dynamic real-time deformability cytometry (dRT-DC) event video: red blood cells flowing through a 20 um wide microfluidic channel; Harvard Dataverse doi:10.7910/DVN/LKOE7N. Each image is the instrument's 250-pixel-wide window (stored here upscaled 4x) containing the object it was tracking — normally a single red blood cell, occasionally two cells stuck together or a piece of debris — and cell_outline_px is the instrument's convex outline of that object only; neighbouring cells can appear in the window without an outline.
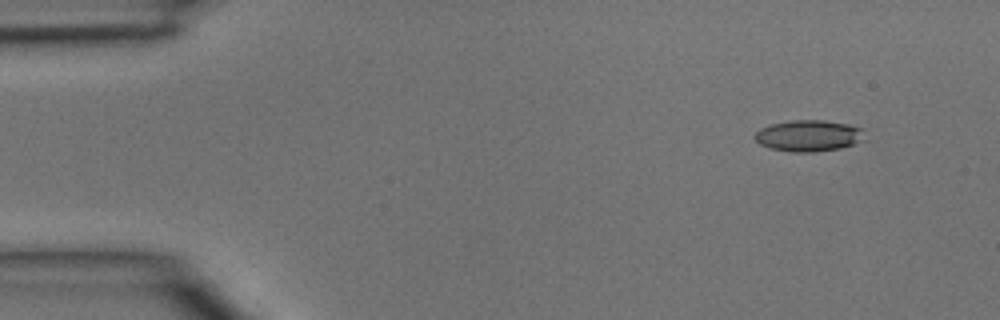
{"species": "common noctule bat (a hibernating species)", "species_latin": "Nyctalus noctula", "temperature_condition": "room temperature", "stored_images_in_passage": 4, "camera_frame_rate_fps": 3000, "um_per_image_px": 0.085, "animal": {"sex": "male", "body_mass_g": 15.6}, "frame": {"image": 1, "passage_image": 1, "time_ms": 0.0, "image_size_px": [1000, 320], "cell_outline_px": [[868, 140], [840, 148], [812, 152], [792, 152], [768, 148], [760, 144], [752, 136], [760, 128], [772, 124], [792, 120], [824, 120], [848, 124], [864, 128]], "centroid_in_image_um": [68.79, 11.54], "position_along_channel_um": 16.2, "area_um2": 20.46}}
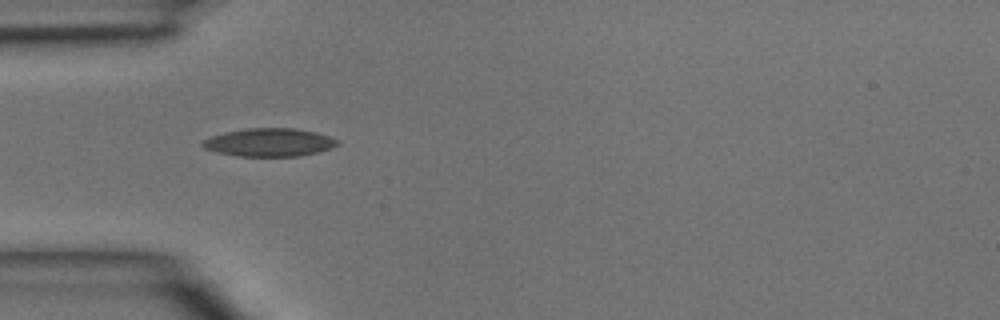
{"frame": {"image": 2, "passage_image": 3, "time_ms": 0.667, "image_size_px": [1000, 320], "cell_outline_px": [[336, 144], [328, 148], [316, 152], [296, 156], [236, 156], [216, 152], [204, 148], [200, 144], [204, 140], [212, 136], [224, 132], [248, 128], [296, 128], [316, 132], [328, 136], [336, 140]], "centroid_in_image_um": [22.81, 12.09], "position_along_channel_um": 62.2, "area_um2": 21.79}}